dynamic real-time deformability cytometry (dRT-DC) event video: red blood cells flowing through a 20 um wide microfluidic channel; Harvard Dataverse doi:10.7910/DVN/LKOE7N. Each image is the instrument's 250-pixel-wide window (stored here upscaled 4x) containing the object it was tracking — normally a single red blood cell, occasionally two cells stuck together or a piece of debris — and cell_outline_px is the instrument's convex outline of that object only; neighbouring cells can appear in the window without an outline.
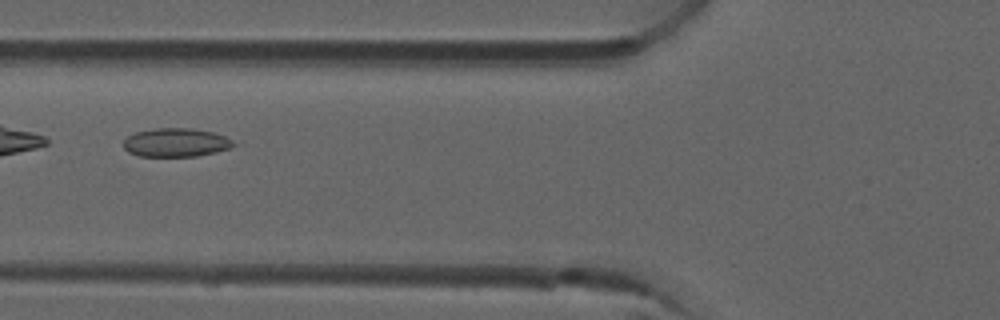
{"species": "common noctule bat (a hibernating species)", "species_latin": "Nyctalus noctula", "temperature_condition": "room temperature", "stored_images_in_passage": 5, "camera_frame_rate_fps": 3000, "um_per_image_px": 0.085, "animal": {"sex": "male", "forearm_length_mm": 52.5}, "frame": {"image": 1, "passage_image": 2, "time_ms": 0.333, "image_size_px": [1000, 320], "cell_outline_px": [[236, 144], [228, 148], [216, 152], [196, 156], [140, 156], [128, 152], [124, 148], [124, 140], [128, 136], [136, 132], [156, 128], [192, 128], [212, 132], [224, 136], [232, 140]], "centroid_in_image_um": [14.94, 12.11], "position_along_channel_um": 110.9, "area_um2": 18.21}}
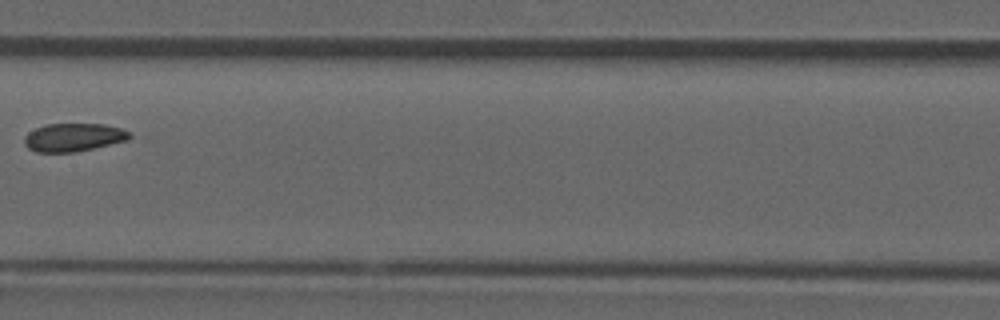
{"frame": {"image": 2, "passage_image": 4, "time_ms": 1.0, "image_size_px": [1000, 320], "cell_outline_px": [[136, 136], [128, 140], [76, 152], [36, 152], [28, 148], [24, 144], [24, 136], [28, 132], [36, 128], [48, 124], [104, 124], [120, 128]], "centroid_in_image_um": [6.26, 11.68], "position_along_channel_um": 201.1, "area_um2": 17.34}}
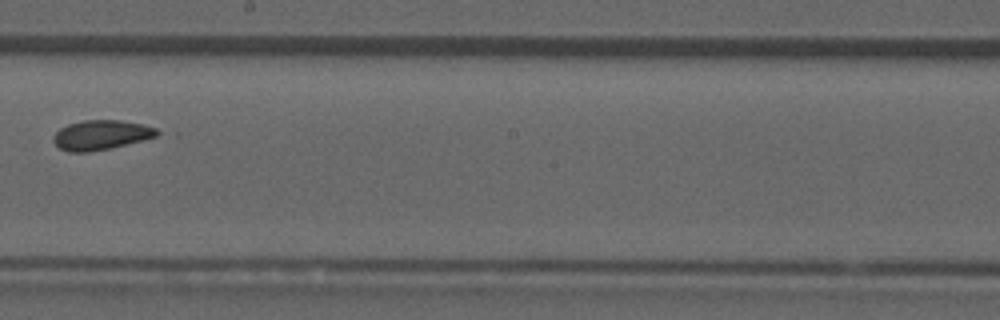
{"frame": {"image": 3, "passage_image": 5, "time_ms": 1.333, "image_size_px": [1000, 320], "cell_outline_px": [[164, 132], [156, 136], [108, 148], [88, 152], [68, 152], [60, 148], [52, 140], [56, 132], [60, 128], [68, 124], [84, 120], [120, 120], [144, 124], [156, 128]], "centroid_in_image_um": [8.6, 11.46], "position_along_channel_um": 239.6, "area_um2": 17.74}}